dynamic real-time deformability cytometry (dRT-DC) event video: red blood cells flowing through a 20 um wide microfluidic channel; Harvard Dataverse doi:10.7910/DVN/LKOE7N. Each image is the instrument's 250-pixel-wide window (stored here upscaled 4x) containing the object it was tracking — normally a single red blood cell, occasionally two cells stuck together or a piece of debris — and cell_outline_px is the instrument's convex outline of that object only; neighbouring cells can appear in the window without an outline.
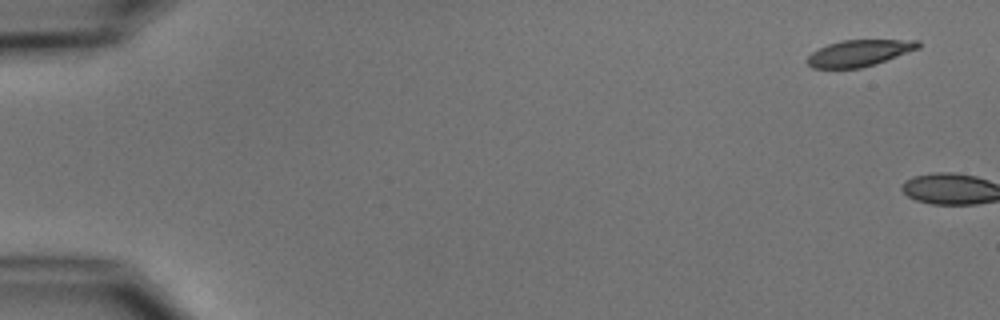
{"species": "common noctule bat (a hibernating species)", "species_latin": "Nyctalus noctula", "temperature_condition": "cold", "stored_images_in_passage": 2, "camera_frame_rate_fps": 3000, "um_per_image_px": 0.085, "animal": {"sex": "male", "body_mass_g": 15.6}, "frame": {"image": 1, "passage_image": 1, "time_ms": 0.0, "image_size_px": [1000, 320], "cell_outline_px": [[920, 48], [860, 68], [812, 68], [804, 60], [812, 52], [828, 44], [840, 40], [920, 40]], "centroid_in_image_um": [72.99, 4.5], "position_along_channel_um": 12.0, "area_um2": 16.88}}